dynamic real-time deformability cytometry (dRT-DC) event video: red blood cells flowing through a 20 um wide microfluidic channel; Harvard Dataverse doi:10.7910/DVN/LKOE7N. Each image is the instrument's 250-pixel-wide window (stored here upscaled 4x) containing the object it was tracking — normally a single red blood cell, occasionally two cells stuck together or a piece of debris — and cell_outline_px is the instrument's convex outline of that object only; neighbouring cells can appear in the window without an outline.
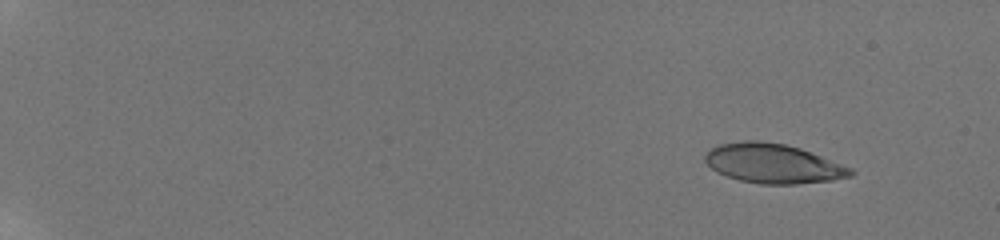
{"species": "human", "species_latin": "Homo sapiens", "temperature_condition": "room temperature", "stored_images_in_passage": 45, "camera_frame_rate_fps": 3000, "um_per_image_px": 0.085, "donor": {"sex": "male"}, "frame": {"image": 1, "passage_image": 3, "time_ms": 0.333, "image_size_px": [1000, 240], "cell_outline_px": [[856, 172], [852, 176], [832, 180], [796, 184], [760, 184], [740, 180], [716, 172], [704, 160], [704, 156], [712, 148], [720, 144], [744, 140], [760, 140], [784, 144], [800, 148], [852, 168]], "centroid_in_image_um": [65.72, 13.9], "position_along_channel_um": 19.3, "area_um2": 33.35}}
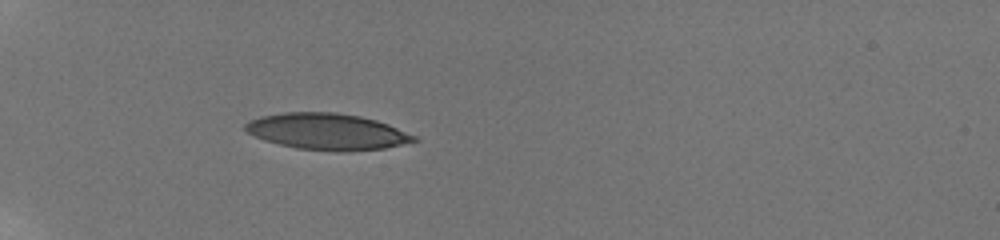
{"frame": {"image": 2, "passage_image": 26, "time_ms": 5.333, "image_size_px": [1000, 240], "cell_outline_px": [[420, 140], [384, 148], [348, 152], [336, 152], [296, 148], [264, 140], [248, 132], [244, 128], [244, 124], [260, 116], [284, 112], [336, 112], [360, 116], [376, 120], [388, 124], [416, 136]], "centroid_in_image_um": [27.83, 11.19], "position_along_channel_um": 57.2, "area_um2": 35.78}}
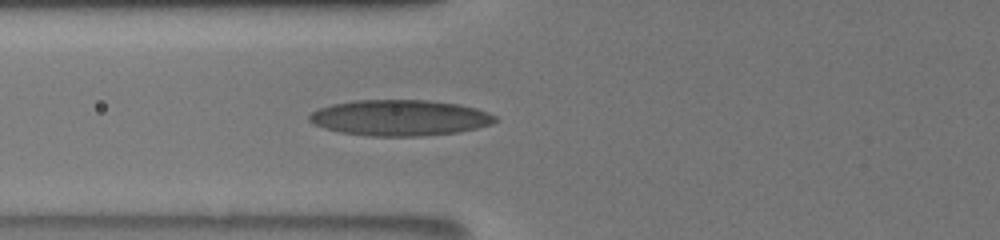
{"frame": {"image": 3, "passage_image": 33, "time_ms": 7.0, "image_size_px": [1000, 240], "cell_outline_px": [[500, 120], [492, 124], [476, 128], [456, 132], [420, 136], [368, 136], [340, 132], [324, 128], [308, 120], [308, 116], [312, 112], [320, 108], [332, 104], [356, 100], [428, 100], [460, 104], [476, 108], [488, 112], [496, 116]], "centroid_in_image_um": [34.01, 10.01], "position_along_channel_um": 91.8, "area_um2": 38.9}}